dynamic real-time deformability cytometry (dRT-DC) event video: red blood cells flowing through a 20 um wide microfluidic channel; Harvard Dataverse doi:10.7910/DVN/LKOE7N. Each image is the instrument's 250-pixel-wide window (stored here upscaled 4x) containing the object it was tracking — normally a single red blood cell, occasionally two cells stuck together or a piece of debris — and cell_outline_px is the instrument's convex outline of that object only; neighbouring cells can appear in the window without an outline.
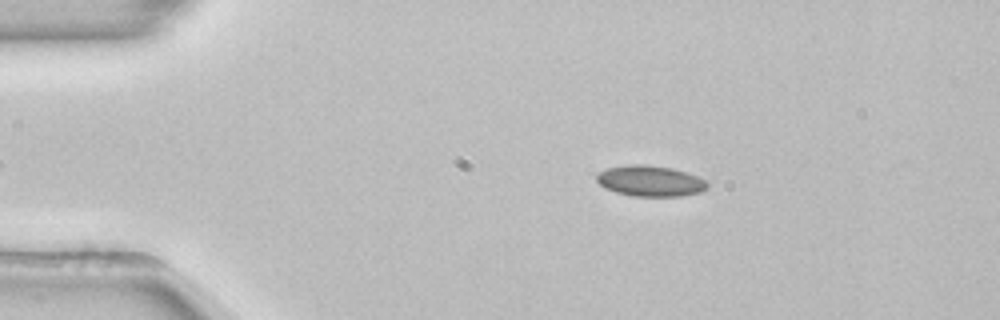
{"species": "common noctule bat (a hibernating species)", "species_latin": "Nyctalus noctula", "temperature_condition": "room temperature", "stored_images_in_passage": 47, "camera_frame_rate_fps": 3000, "um_per_image_px": 0.085, "animal": {"sex": "female", "body_mass_g": 22.7, "forearm_length_mm": 54.2}, "frame": {"image": 1, "passage_image": 4, "time_ms": 1.0, "image_size_px": [1000, 320], "cell_outline_px": [[708, 188], [700, 192], [680, 196], [632, 196], [616, 192], [604, 188], [596, 180], [596, 176], [600, 172], [608, 168], [628, 164], [644, 164], [672, 168], [700, 176], [708, 180]], "centroid_in_image_um": [55.31, 15.38], "position_along_channel_um": 29.7, "area_um2": 20.06}}
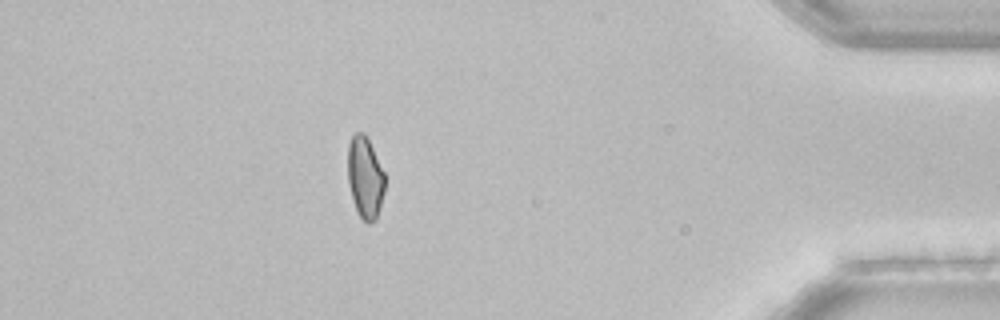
{"frame": {"image": 2, "passage_image": 41, "time_ms": 13.333, "image_size_px": [1000, 320], "cell_outline_px": [[384, 192], [380, 208], [376, 220], [368, 224], [356, 212], [352, 200], [348, 184], [348, 144], [352, 136], [356, 132], [364, 132], [384, 172]], "centroid_in_image_um": [31.02, 15.12], "position_along_channel_um": 404.2, "area_um2": 17.69}}